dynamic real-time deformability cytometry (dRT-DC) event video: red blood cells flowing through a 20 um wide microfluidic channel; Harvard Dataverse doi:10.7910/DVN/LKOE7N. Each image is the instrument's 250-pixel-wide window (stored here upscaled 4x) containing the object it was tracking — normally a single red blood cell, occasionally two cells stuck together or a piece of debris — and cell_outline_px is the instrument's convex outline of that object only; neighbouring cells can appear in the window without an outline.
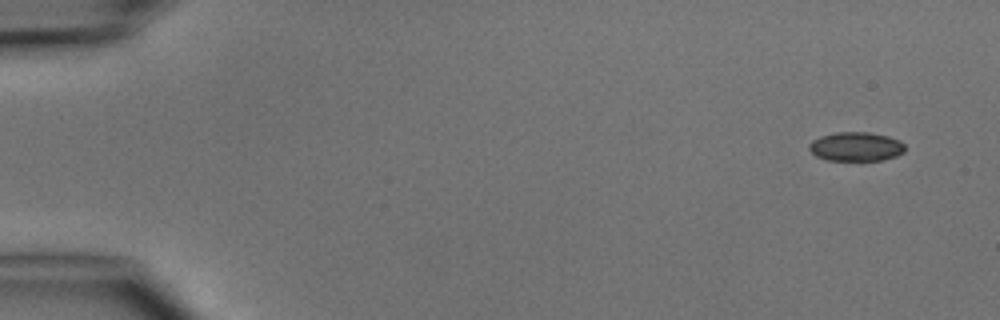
{"species": "common noctule bat (a hibernating species)", "species_latin": "Nyctalus noctula", "temperature_condition": "cold", "stored_images_in_passage": 5, "camera_frame_rate_fps": 3000, "um_per_image_px": 0.085, "animal": {"sex": "male", "body_mass_g": 15.6}, "frame": {"image": 1, "passage_image": 1, "time_ms": 0.0, "image_size_px": [1000, 320], "cell_outline_px": [[904, 152], [896, 156], [880, 160], [828, 160], [816, 156], [808, 148], [808, 144], [812, 140], [820, 136], [836, 132], [868, 132], [888, 136], [900, 140], [904, 144]], "centroid_in_image_um": [72.75, 12.45], "position_along_channel_um": 12.3, "area_um2": 16.24}}
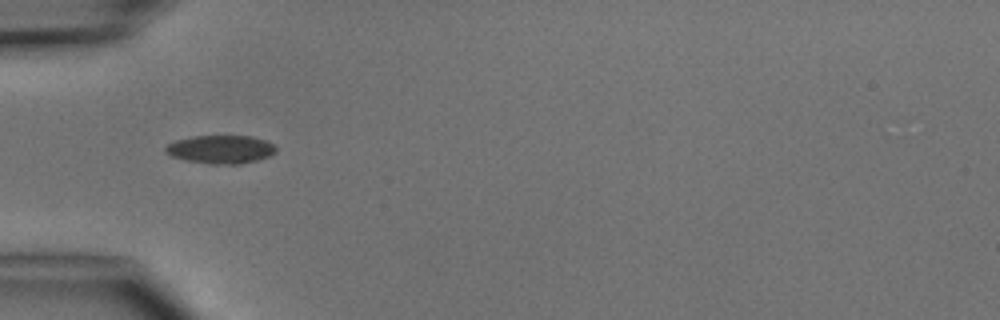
{"frame": {"image": 2, "passage_image": 4, "time_ms": 4.333, "image_size_px": [1000, 320], "cell_outline_px": [[276, 152], [268, 156], [256, 160], [240, 164], [212, 164], [188, 160], [172, 156], [164, 152], [164, 148], [168, 144], [176, 140], [192, 136], [252, 136], [264, 140], [272, 144], [276, 148]], "centroid_in_image_um": [18.74, 12.69], "position_along_channel_um": 66.3, "area_um2": 18.03}}